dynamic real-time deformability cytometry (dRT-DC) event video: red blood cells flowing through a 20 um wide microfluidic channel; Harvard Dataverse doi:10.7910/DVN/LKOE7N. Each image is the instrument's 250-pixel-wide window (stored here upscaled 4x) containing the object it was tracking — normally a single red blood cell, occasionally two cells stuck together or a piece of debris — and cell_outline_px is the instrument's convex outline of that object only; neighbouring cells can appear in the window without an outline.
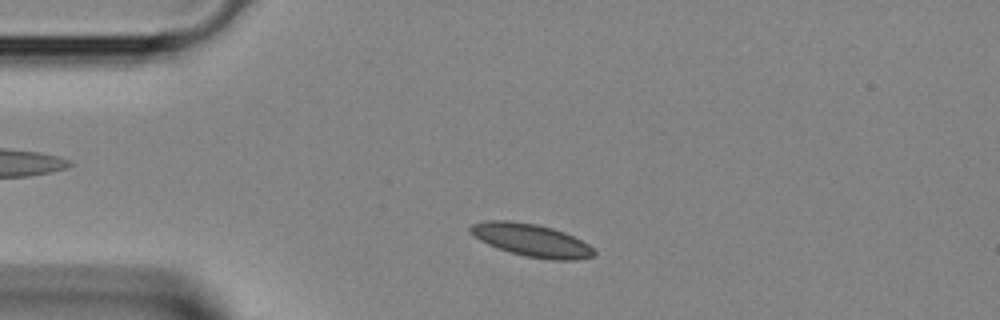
{"species": "Egyptian fruit bat (a non-hibernating species)", "species_latin": "Rousettus aegyptiacus", "temperature_condition": "room temperature", "stored_images_in_passage": 35, "camera_frame_rate_fps": 3000, "um_per_image_px": 0.085, "animal": {"sex": "female"}, "frame": {"image": 1, "passage_image": 4, "time_ms": 1.0, "image_size_px": [1000, 320], "cell_outline_px": [[596, 256], [572, 260], [552, 260], [524, 256], [508, 252], [496, 248], [472, 236], [468, 232], [468, 228], [472, 224], [488, 220], [512, 220], [536, 224], [552, 228], [564, 232], [588, 244], [596, 252]], "centroid_in_image_um": [45.12, 20.41], "position_along_channel_um": 39.9, "area_um2": 23.76}}
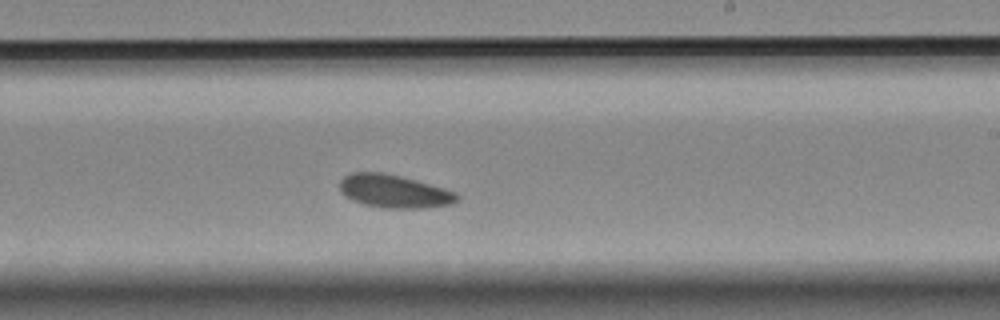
{"frame": {"image": 2, "passage_image": 19, "time_ms": 6.0, "image_size_px": [1000, 320], "cell_outline_px": [[460, 200], [452, 204], [420, 208], [384, 208], [364, 204], [352, 200], [344, 196], [340, 192], [340, 180], [344, 176], [352, 172], [384, 172], [416, 180], [444, 188], [456, 192], [460, 196]], "centroid_in_image_um": [33.5, 16.26], "position_along_channel_um": 255.5, "area_um2": 22.77}}
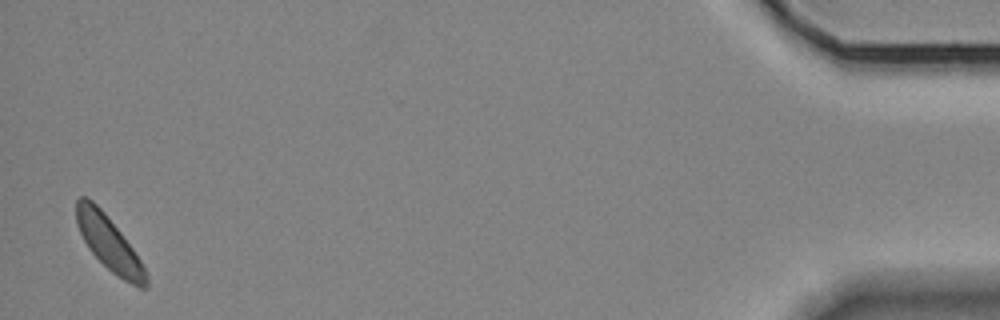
{"frame": {"image": 3, "passage_image": 35, "time_ms": 11.333, "image_size_px": [1000, 320], "cell_outline_px": [[148, 288], [140, 288], [124, 280], [112, 272], [88, 248], [76, 224], [76, 200], [80, 196], [88, 196], [104, 212], [120, 232], [132, 248], [140, 260], [148, 276]], "centroid_in_image_um": [9.25, 20.67], "position_along_channel_um": 425.9, "area_um2": 21.68}}